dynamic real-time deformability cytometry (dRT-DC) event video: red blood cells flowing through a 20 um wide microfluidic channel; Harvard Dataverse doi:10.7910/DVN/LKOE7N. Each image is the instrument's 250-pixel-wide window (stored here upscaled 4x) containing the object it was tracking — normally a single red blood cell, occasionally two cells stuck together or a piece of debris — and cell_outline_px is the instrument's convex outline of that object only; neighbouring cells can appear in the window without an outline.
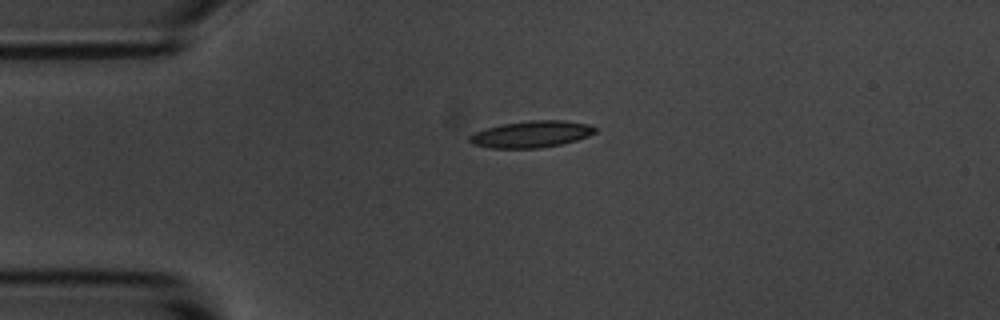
{"species": "common noctule bat (a hibernating species)", "species_latin": "Nyctalus noctula", "temperature_condition": "room temperature", "stored_images_in_passage": 43, "camera_frame_rate_fps": 3000, "um_per_image_px": 0.085, "animal": {"sex": "male", "body_mass_g": 20.1, "forearm_length_mm": 53.5}, "frame": {"image": 1, "passage_image": 1, "time_ms": 0.0, "image_size_px": [1000, 320], "cell_outline_px": [[596, 132], [588, 136], [576, 140], [560, 144], [540, 148], [492, 148], [472, 144], [468, 140], [468, 136], [476, 132], [488, 128], [504, 124], [532, 120], [564, 120], [588, 124], [596, 128]], "centroid_in_image_um": [45.18, 11.41], "position_along_channel_um": 39.8, "area_um2": 19.31}}
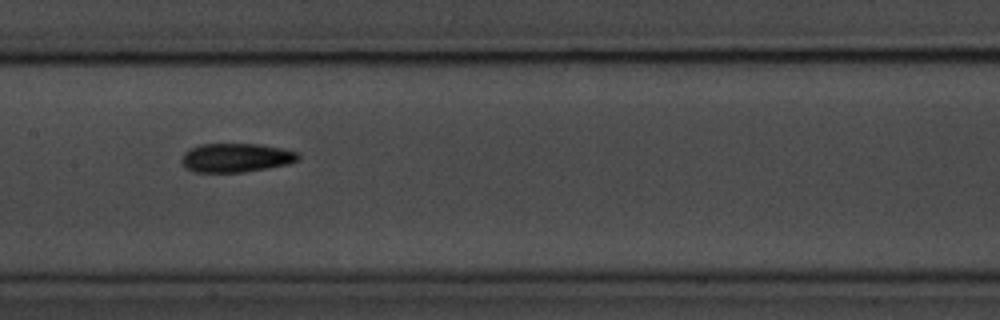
{"frame": {"image": 2, "passage_image": 15, "time_ms": 4.667, "image_size_px": [1000, 320], "cell_outline_px": [[300, 160], [288, 164], [268, 168], [244, 172], [196, 172], [188, 168], [180, 160], [184, 152], [188, 148], [200, 144], [260, 144], [300, 152]], "centroid_in_image_um": [20.09, 13.4], "position_along_channel_um": 187.3, "area_um2": 19.77}}
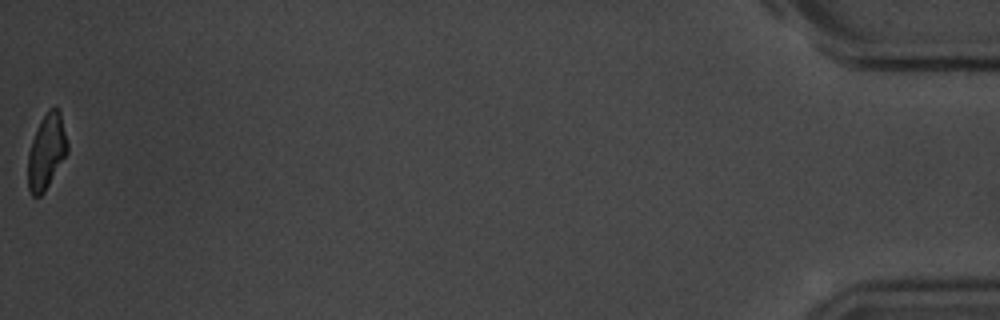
{"frame": {"image": 3, "passage_image": 43, "time_ms": 14.0, "image_size_px": [1000, 320], "cell_outline_px": [[68, 152], [44, 192], [40, 196], [32, 196], [28, 188], [28, 152], [32, 140], [48, 108], [56, 104], [60, 112], [68, 144]], "centroid_in_image_um": [3.96, 12.88], "position_along_channel_um": 431.2, "area_um2": 17.11}, "authors_computed_cell_mechanics": {"area_um2": 18.9584, "velocity_mm_per_s": 3.6767, "shape_relaxation_time_tau1_ms": 4.6209, "shape_relaxation_time_tau2_ms": 5.5027, "deformation_change_tau1": 0.1556, "deformation_change_tau2": 0.1334}}